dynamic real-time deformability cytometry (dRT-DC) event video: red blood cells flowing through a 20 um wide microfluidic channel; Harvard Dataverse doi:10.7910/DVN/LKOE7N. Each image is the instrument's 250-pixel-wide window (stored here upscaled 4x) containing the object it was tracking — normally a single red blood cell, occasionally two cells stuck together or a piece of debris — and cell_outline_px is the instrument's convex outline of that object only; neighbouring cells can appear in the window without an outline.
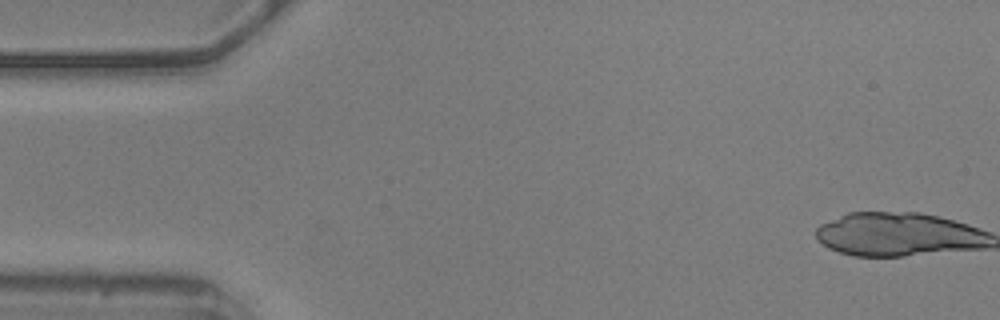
{"species": "common noctule bat (a hibernating species)", "species_latin": "Nyctalus noctula", "temperature_condition": "warm", "stored_images_in_passage": 2, "camera_frame_rate_fps": 3000, "um_per_image_px": 0.085, "animal": {"sex": "male", "body_mass_g": 20.5, "forearm_length_mm": 52.5}, "frame": {"image": 1, "passage_image": 1, "time_ms": 0.0, "image_size_px": [1000, 320], "cell_outline_px": [[192, 52], [144, 72], [128, 72], [88, 52], [112, 48], [168, 48]], "centroid_in_image_um": [11.8, 4.89], "position_along_channel_um": 73.2, "area_um2": 10.98}}